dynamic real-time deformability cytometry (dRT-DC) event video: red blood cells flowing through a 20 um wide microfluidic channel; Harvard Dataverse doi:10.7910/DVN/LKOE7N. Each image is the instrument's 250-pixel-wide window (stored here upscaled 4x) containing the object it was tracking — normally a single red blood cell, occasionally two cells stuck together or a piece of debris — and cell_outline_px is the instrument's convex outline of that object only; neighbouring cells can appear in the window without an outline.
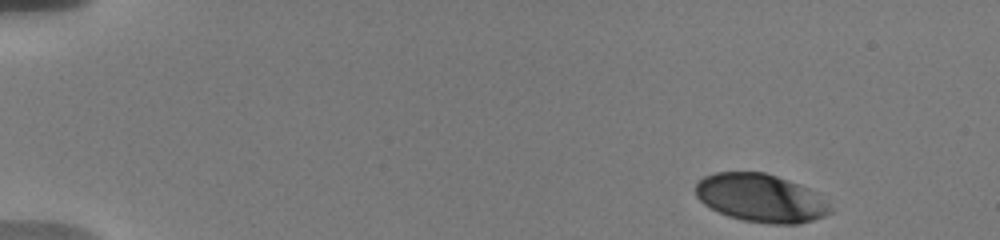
{"species": "human", "species_latin": "Homo sapiens", "temperature_condition": "warm", "stored_images_in_passage": 6, "camera_frame_rate_fps": 3000, "um_per_image_px": 0.085, "donor": {"sex": "male"}, "frame": {"image": 1, "passage_image": 1, "time_ms": 0.0, "image_size_px": [1000, 240], "cell_outline_px": [[832, 212], [824, 216], [800, 224], [768, 224], [744, 220], [728, 216], [704, 204], [696, 196], [696, 180], [704, 176], [716, 172], [764, 172], [800, 184], [820, 192], [832, 208]], "centroid_in_image_um": [64.71, 16.83], "position_along_channel_um": 20.3, "area_um2": 38.15}}
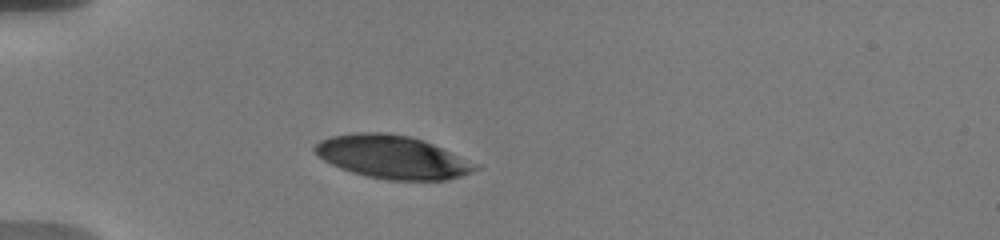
{"frame": {"image": 2, "passage_image": 5, "time_ms": 3.667, "image_size_px": [1000, 240], "cell_outline_px": [[484, 164], [480, 168], [472, 172], [448, 180], [388, 180], [368, 176], [352, 172], [340, 168], [324, 160], [312, 148], [320, 140], [332, 136], [356, 132], [384, 132], [408, 136], [424, 140]], "centroid_in_image_um": [33.46, 13.35], "position_along_channel_um": 51.5, "area_um2": 40.75}}